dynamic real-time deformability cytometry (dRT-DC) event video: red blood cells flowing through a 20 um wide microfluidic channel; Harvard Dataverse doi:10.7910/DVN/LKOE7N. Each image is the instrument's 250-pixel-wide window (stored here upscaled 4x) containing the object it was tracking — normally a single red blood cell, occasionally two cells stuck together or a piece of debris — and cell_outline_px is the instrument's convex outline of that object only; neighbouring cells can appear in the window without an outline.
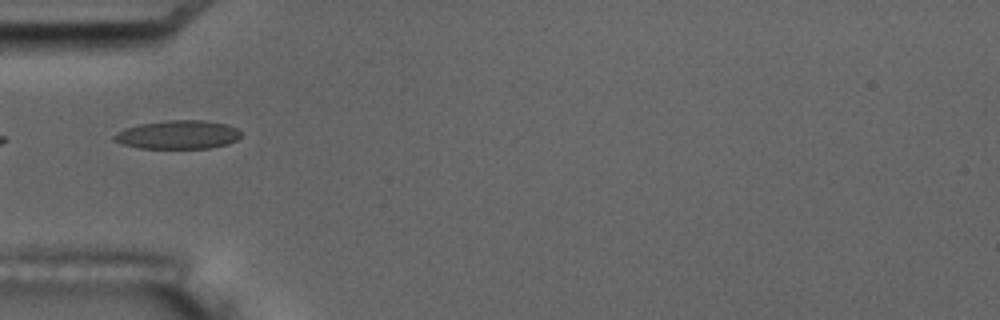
{"species": "common noctule bat (a hibernating species)", "species_latin": "Nyctalus noctula", "temperature_condition": "room temperature", "stored_images_in_passage": 17, "camera_frame_rate_fps": 3000, "um_per_image_px": 0.085, "animal": {"sex": "male", "body_mass_g": 17.5, "forearm_length_mm": 52.3}, "frame": {"image": 1, "passage_image": 6, "time_ms": 5.667, "image_size_px": [1000, 320], "cell_outline_px": [[240, 136], [236, 140], [228, 144], [208, 148], [140, 148], [124, 144], [116, 140], [112, 136], [116, 132], [124, 128], [140, 124], [168, 120], [204, 120], [228, 124], [236, 128], [240, 132]], "centroid_in_image_um": [15.14, 11.44], "position_along_channel_um": 69.9, "area_um2": 21.04}, "authors_computed_cell_mechanics": {"area_um2": 21.0392, "velocity_mm_per_s": 3.4541, "shape_relaxation_time_tau1_ms": 4.7144, "shape_relaxation_time_tau2_ms": 1.023, "deformation_change_tau1": 0.139, "deformation_change_tau2": 0.0527}}